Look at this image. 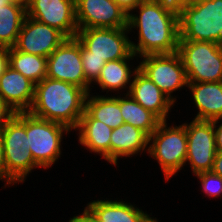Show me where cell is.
<instances>
[{"label": "cell", "mask_w": 222, "mask_h": 222, "mask_svg": "<svg viewBox=\"0 0 222 222\" xmlns=\"http://www.w3.org/2000/svg\"><path fill=\"white\" fill-rule=\"evenodd\" d=\"M179 40L222 45V0H198L179 16Z\"/></svg>", "instance_id": "cell-3"}, {"label": "cell", "mask_w": 222, "mask_h": 222, "mask_svg": "<svg viewBox=\"0 0 222 222\" xmlns=\"http://www.w3.org/2000/svg\"><path fill=\"white\" fill-rule=\"evenodd\" d=\"M8 3L7 2H5L4 0H0V8L2 7V6H5V5H7Z\"/></svg>", "instance_id": "cell-37"}, {"label": "cell", "mask_w": 222, "mask_h": 222, "mask_svg": "<svg viewBox=\"0 0 222 222\" xmlns=\"http://www.w3.org/2000/svg\"><path fill=\"white\" fill-rule=\"evenodd\" d=\"M128 28L78 29L76 38L87 50V57H97L106 62L128 58L133 52Z\"/></svg>", "instance_id": "cell-8"}, {"label": "cell", "mask_w": 222, "mask_h": 222, "mask_svg": "<svg viewBox=\"0 0 222 222\" xmlns=\"http://www.w3.org/2000/svg\"><path fill=\"white\" fill-rule=\"evenodd\" d=\"M211 172L222 177V152L216 153Z\"/></svg>", "instance_id": "cell-35"}, {"label": "cell", "mask_w": 222, "mask_h": 222, "mask_svg": "<svg viewBox=\"0 0 222 222\" xmlns=\"http://www.w3.org/2000/svg\"><path fill=\"white\" fill-rule=\"evenodd\" d=\"M47 58L9 48V66L34 84L46 78Z\"/></svg>", "instance_id": "cell-25"}, {"label": "cell", "mask_w": 222, "mask_h": 222, "mask_svg": "<svg viewBox=\"0 0 222 222\" xmlns=\"http://www.w3.org/2000/svg\"><path fill=\"white\" fill-rule=\"evenodd\" d=\"M120 109L125 123L144 131L148 136L161 122L154 113L137 103L128 92L125 97H120Z\"/></svg>", "instance_id": "cell-23"}, {"label": "cell", "mask_w": 222, "mask_h": 222, "mask_svg": "<svg viewBox=\"0 0 222 222\" xmlns=\"http://www.w3.org/2000/svg\"><path fill=\"white\" fill-rule=\"evenodd\" d=\"M34 90L35 84L11 66L0 76V97L16 112L31 108Z\"/></svg>", "instance_id": "cell-16"}, {"label": "cell", "mask_w": 222, "mask_h": 222, "mask_svg": "<svg viewBox=\"0 0 222 222\" xmlns=\"http://www.w3.org/2000/svg\"><path fill=\"white\" fill-rule=\"evenodd\" d=\"M110 141L111 164L117 165L118 158L145 151L149 144V136L131 124L124 123L113 129Z\"/></svg>", "instance_id": "cell-19"}, {"label": "cell", "mask_w": 222, "mask_h": 222, "mask_svg": "<svg viewBox=\"0 0 222 222\" xmlns=\"http://www.w3.org/2000/svg\"><path fill=\"white\" fill-rule=\"evenodd\" d=\"M82 66L86 80L92 84L101 74L106 61L97 57H87V50L81 45Z\"/></svg>", "instance_id": "cell-26"}, {"label": "cell", "mask_w": 222, "mask_h": 222, "mask_svg": "<svg viewBox=\"0 0 222 222\" xmlns=\"http://www.w3.org/2000/svg\"><path fill=\"white\" fill-rule=\"evenodd\" d=\"M76 129H79V142L91 152L101 154L111 163V134L113 129L94 119L86 110L80 118Z\"/></svg>", "instance_id": "cell-17"}, {"label": "cell", "mask_w": 222, "mask_h": 222, "mask_svg": "<svg viewBox=\"0 0 222 222\" xmlns=\"http://www.w3.org/2000/svg\"><path fill=\"white\" fill-rule=\"evenodd\" d=\"M222 118L213 120L214 122V131H215V141H216V151L222 152V123L218 128H216V124L219 123L218 121H221Z\"/></svg>", "instance_id": "cell-33"}, {"label": "cell", "mask_w": 222, "mask_h": 222, "mask_svg": "<svg viewBox=\"0 0 222 222\" xmlns=\"http://www.w3.org/2000/svg\"><path fill=\"white\" fill-rule=\"evenodd\" d=\"M177 53L181 57L188 82L222 81V45L179 40Z\"/></svg>", "instance_id": "cell-5"}, {"label": "cell", "mask_w": 222, "mask_h": 222, "mask_svg": "<svg viewBox=\"0 0 222 222\" xmlns=\"http://www.w3.org/2000/svg\"><path fill=\"white\" fill-rule=\"evenodd\" d=\"M187 87L199 110L194 120L213 121L222 118V81L188 82Z\"/></svg>", "instance_id": "cell-18"}, {"label": "cell", "mask_w": 222, "mask_h": 222, "mask_svg": "<svg viewBox=\"0 0 222 222\" xmlns=\"http://www.w3.org/2000/svg\"><path fill=\"white\" fill-rule=\"evenodd\" d=\"M167 121H161L157 129L149 136L147 152L157 160L168 181L185 165L187 156V134L185 123L167 127ZM167 127V128H166Z\"/></svg>", "instance_id": "cell-6"}, {"label": "cell", "mask_w": 222, "mask_h": 222, "mask_svg": "<svg viewBox=\"0 0 222 222\" xmlns=\"http://www.w3.org/2000/svg\"><path fill=\"white\" fill-rule=\"evenodd\" d=\"M69 131L63 124L38 118L26 111L28 150L40 168L48 169L57 161L61 155L63 132Z\"/></svg>", "instance_id": "cell-7"}, {"label": "cell", "mask_w": 222, "mask_h": 222, "mask_svg": "<svg viewBox=\"0 0 222 222\" xmlns=\"http://www.w3.org/2000/svg\"><path fill=\"white\" fill-rule=\"evenodd\" d=\"M188 161L195 174L211 171L216 156V141L213 121L192 120L185 123Z\"/></svg>", "instance_id": "cell-11"}, {"label": "cell", "mask_w": 222, "mask_h": 222, "mask_svg": "<svg viewBox=\"0 0 222 222\" xmlns=\"http://www.w3.org/2000/svg\"><path fill=\"white\" fill-rule=\"evenodd\" d=\"M78 29L125 28L128 14L114 0H75Z\"/></svg>", "instance_id": "cell-13"}, {"label": "cell", "mask_w": 222, "mask_h": 222, "mask_svg": "<svg viewBox=\"0 0 222 222\" xmlns=\"http://www.w3.org/2000/svg\"><path fill=\"white\" fill-rule=\"evenodd\" d=\"M71 222H102L88 207L83 210L82 215L70 218Z\"/></svg>", "instance_id": "cell-30"}, {"label": "cell", "mask_w": 222, "mask_h": 222, "mask_svg": "<svg viewBox=\"0 0 222 222\" xmlns=\"http://www.w3.org/2000/svg\"><path fill=\"white\" fill-rule=\"evenodd\" d=\"M9 66V48L0 46V76Z\"/></svg>", "instance_id": "cell-32"}, {"label": "cell", "mask_w": 222, "mask_h": 222, "mask_svg": "<svg viewBox=\"0 0 222 222\" xmlns=\"http://www.w3.org/2000/svg\"><path fill=\"white\" fill-rule=\"evenodd\" d=\"M129 13L127 28L138 29V43L131 41L132 52L139 57L176 53L179 44V17L163 9L155 0H144Z\"/></svg>", "instance_id": "cell-1"}, {"label": "cell", "mask_w": 222, "mask_h": 222, "mask_svg": "<svg viewBox=\"0 0 222 222\" xmlns=\"http://www.w3.org/2000/svg\"><path fill=\"white\" fill-rule=\"evenodd\" d=\"M136 55L132 53L128 58L118 59L113 61L106 62L105 66L101 70V74L98 79L95 81L102 90L109 91H119L124 88H127L129 84V90L131 87V77L139 69L137 66L131 71V68L128 65V61L133 59ZM128 60V61H127ZM132 73V74H131ZM132 75V76H131Z\"/></svg>", "instance_id": "cell-21"}, {"label": "cell", "mask_w": 222, "mask_h": 222, "mask_svg": "<svg viewBox=\"0 0 222 222\" xmlns=\"http://www.w3.org/2000/svg\"><path fill=\"white\" fill-rule=\"evenodd\" d=\"M6 164V184L24 182L34 168L39 167L28 150L26 112L15 116L1 129Z\"/></svg>", "instance_id": "cell-4"}, {"label": "cell", "mask_w": 222, "mask_h": 222, "mask_svg": "<svg viewBox=\"0 0 222 222\" xmlns=\"http://www.w3.org/2000/svg\"><path fill=\"white\" fill-rule=\"evenodd\" d=\"M26 7L27 5L7 4L0 8V46H15L27 16Z\"/></svg>", "instance_id": "cell-24"}, {"label": "cell", "mask_w": 222, "mask_h": 222, "mask_svg": "<svg viewBox=\"0 0 222 222\" xmlns=\"http://www.w3.org/2000/svg\"><path fill=\"white\" fill-rule=\"evenodd\" d=\"M87 92L72 83L44 78L35 84L30 114L76 130L85 111Z\"/></svg>", "instance_id": "cell-2"}, {"label": "cell", "mask_w": 222, "mask_h": 222, "mask_svg": "<svg viewBox=\"0 0 222 222\" xmlns=\"http://www.w3.org/2000/svg\"><path fill=\"white\" fill-rule=\"evenodd\" d=\"M15 114L16 111L0 97V129H2V127L7 124Z\"/></svg>", "instance_id": "cell-29"}, {"label": "cell", "mask_w": 222, "mask_h": 222, "mask_svg": "<svg viewBox=\"0 0 222 222\" xmlns=\"http://www.w3.org/2000/svg\"><path fill=\"white\" fill-rule=\"evenodd\" d=\"M66 38L58 29L26 16L14 47L47 58Z\"/></svg>", "instance_id": "cell-14"}, {"label": "cell", "mask_w": 222, "mask_h": 222, "mask_svg": "<svg viewBox=\"0 0 222 222\" xmlns=\"http://www.w3.org/2000/svg\"><path fill=\"white\" fill-rule=\"evenodd\" d=\"M3 179H6V164H5L2 134L0 129V180L3 181Z\"/></svg>", "instance_id": "cell-34"}, {"label": "cell", "mask_w": 222, "mask_h": 222, "mask_svg": "<svg viewBox=\"0 0 222 222\" xmlns=\"http://www.w3.org/2000/svg\"><path fill=\"white\" fill-rule=\"evenodd\" d=\"M87 207L102 222H155L146 212L134 207L131 203L112 200H94Z\"/></svg>", "instance_id": "cell-20"}, {"label": "cell", "mask_w": 222, "mask_h": 222, "mask_svg": "<svg viewBox=\"0 0 222 222\" xmlns=\"http://www.w3.org/2000/svg\"><path fill=\"white\" fill-rule=\"evenodd\" d=\"M127 14L144 0H114Z\"/></svg>", "instance_id": "cell-31"}, {"label": "cell", "mask_w": 222, "mask_h": 222, "mask_svg": "<svg viewBox=\"0 0 222 222\" xmlns=\"http://www.w3.org/2000/svg\"><path fill=\"white\" fill-rule=\"evenodd\" d=\"M160 3L161 7L176 16H180L182 11L190 5L192 0H155Z\"/></svg>", "instance_id": "cell-28"}, {"label": "cell", "mask_w": 222, "mask_h": 222, "mask_svg": "<svg viewBox=\"0 0 222 222\" xmlns=\"http://www.w3.org/2000/svg\"><path fill=\"white\" fill-rule=\"evenodd\" d=\"M87 93L85 110L96 120L115 129L125 122L120 109V97L91 96Z\"/></svg>", "instance_id": "cell-22"}, {"label": "cell", "mask_w": 222, "mask_h": 222, "mask_svg": "<svg viewBox=\"0 0 222 222\" xmlns=\"http://www.w3.org/2000/svg\"><path fill=\"white\" fill-rule=\"evenodd\" d=\"M201 182L204 193L209 197H219L222 194V177L211 171L195 174Z\"/></svg>", "instance_id": "cell-27"}, {"label": "cell", "mask_w": 222, "mask_h": 222, "mask_svg": "<svg viewBox=\"0 0 222 222\" xmlns=\"http://www.w3.org/2000/svg\"><path fill=\"white\" fill-rule=\"evenodd\" d=\"M128 94L145 109L154 113L161 121H167V114L174 102L139 69L133 76Z\"/></svg>", "instance_id": "cell-15"}, {"label": "cell", "mask_w": 222, "mask_h": 222, "mask_svg": "<svg viewBox=\"0 0 222 222\" xmlns=\"http://www.w3.org/2000/svg\"><path fill=\"white\" fill-rule=\"evenodd\" d=\"M27 16L73 38L78 31L75 0H28Z\"/></svg>", "instance_id": "cell-12"}, {"label": "cell", "mask_w": 222, "mask_h": 222, "mask_svg": "<svg viewBox=\"0 0 222 222\" xmlns=\"http://www.w3.org/2000/svg\"><path fill=\"white\" fill-rule=\"evenodd\" d=\"M46 77L72 83L90 93L82 66L81 44L76 37L66 38L47 57Z\"/></svg>", "instance_id": "cell-9"}, {"label": "cell", "mask_w": 222, "mask_h": 222, "mask_svg": "<svg viewBox=\"0 0 222 222\" xmlns=\"http://www.w3.org/2000/svg\"><path fill=\"white\" fill-rule=\"evenodd\" d=\"M139 70L153 81L158 88L173 102L176 98L171 96L173 91L188 86V81L180 55L158 54L143 56Z\"/></svg>", "instance_id": "cell-10"}, {"label": "cell", "mask_w": 222, "mask_h": 222, "mask_svg": "<svg viewBox=\"0 0 222 222\" xmlns=\"http://www.w3.org/2000/svg\"><path fill=\"white\" fill-rule=\"evenodd\" d=\"M8 4L27 5L28 0H4Z\"/></svg>", "instance_id": "cell-36"}]
</instances>
